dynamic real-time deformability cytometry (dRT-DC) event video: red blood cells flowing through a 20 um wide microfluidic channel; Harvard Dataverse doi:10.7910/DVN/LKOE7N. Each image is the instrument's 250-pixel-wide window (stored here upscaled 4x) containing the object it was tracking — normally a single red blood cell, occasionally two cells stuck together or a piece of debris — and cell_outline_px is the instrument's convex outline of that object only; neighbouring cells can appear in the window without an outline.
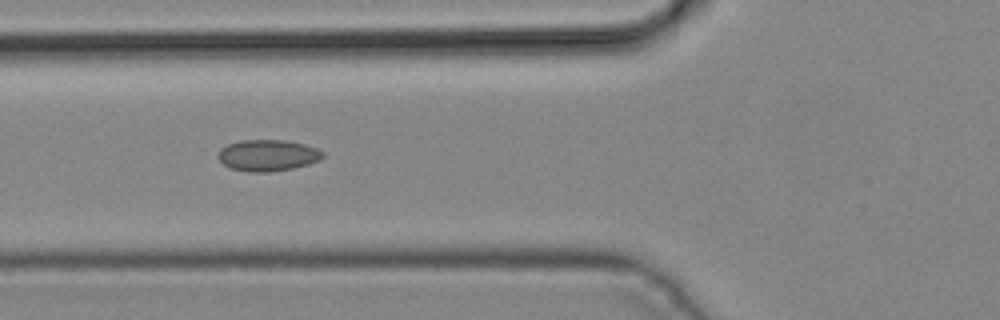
{"species": "common noctule bat (a hibernating species)", "species_latin": "Nyctalus noctula", "temperature_condition": "cold", "stored_images_in_passage": 4, "camera_frame_rate_fps": 3000, "um_per_image_px": 0.085, "animal": {"sex": "male", "body_mass_g": 19.2, "forearm_length_mm": 51.8}, "frame": {"image": 1, "passage_image": 4, "time_ms": 1.0, "image_size_px": [1000, 320], "cell_outline_px": [[324, 156], [320, 160], [308, 164], [292, 168], [272, 172], [248, 172], [232, 168], [224, 164], [216, 156], [220, 148], [228, 144], [240, 140], [284, 140], [304, 144], [316, 148], [324, 152]], "centroid_in_image_um": [22.75, 13.2], "position_along_channel_um": 103.1, "area_um2": 19.19}}